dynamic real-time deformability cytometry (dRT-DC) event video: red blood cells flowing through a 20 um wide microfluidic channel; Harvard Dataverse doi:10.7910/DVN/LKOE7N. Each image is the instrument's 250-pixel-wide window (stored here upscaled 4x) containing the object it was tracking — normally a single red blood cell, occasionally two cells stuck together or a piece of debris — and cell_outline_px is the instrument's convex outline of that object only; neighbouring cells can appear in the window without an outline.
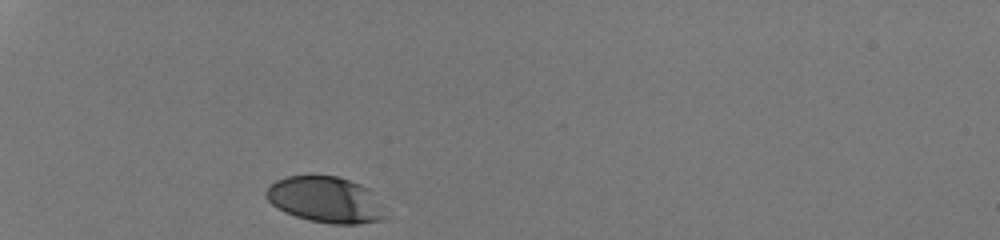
{"species": "human", "species_latin": "Homo sapiens", "temperature_condition": "room temperature", "stored_images_in_passage": 29, "camera_frame_rate_fps": 3000, "um_per_image_px": 0.085, "donor": {"sex": "male"}, "frame": {"image": 1, "passage_image": 1, "time_ms": 0.0, "image_size_px": [1000, 240], "cell_outline_px": [[388, 216], [384, 220], [360, 224], [332, 224], [308, 220], [284, 212], [276, 208], [268, 200], [264, 192], [276, 180], [288, 176], [336, 176], [360, 184], [368, 188]], "centroid_in_image_um": [27.67, 16.99], "position_along_channel_um": 57.3, "area_um2": 31.91}}
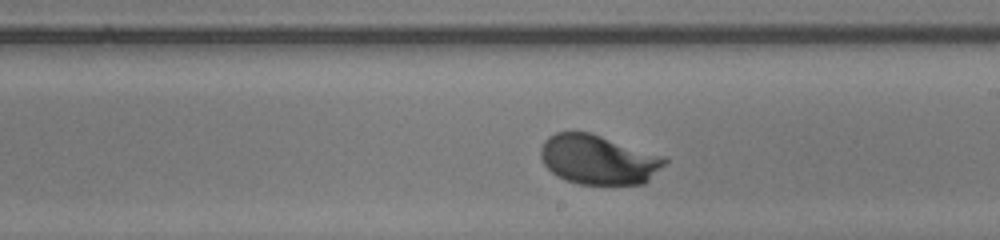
{"frame": {"image": 2, "passage_image": 17, "time_ms": 5.333, "image_size_px": [1000, 240], "cell_outline_px": [[668, 160], [644, 184], [580, 184], [564, 180], [556, 176], [544, 164], [540, 156], [540, 148], [544, 140], [548, 136], [556, 132], [588, 132], [664, 156]], "centroid_in_image_um": [50.81, 13.57], "position_along_channel_um": 238.2, "area_um2": 35.55}}
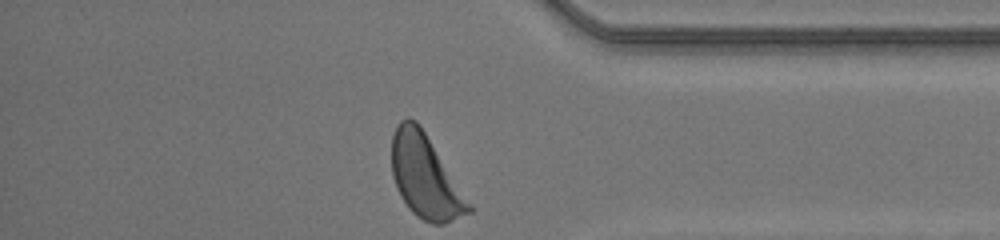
{"frame": {"image": 3, "passage_image": 29, "time_ms": 9.333, "image_size_px": [1000, 240], "cell_outline_px": [[472, 212], [444, 224], [432, 224], [416, 216], [408, 208], [400, 196], [396, 188], [392, 176], [392, 136], [400, 120], [408, 116], [416, 120], [420, 124], [472, 204]], "centroid_in_image_um": [36.15, 15.01], "position_along_channel_um": 399.1, "area_um2": 37.51}, "authors_computed_cell_mechanics": {"area_um2": 35.4314, "velocity_mm_per_s": 4.1678, "shape_relaxation_time_tau1_ms": 1.1018, "shape_relaxation_time_tau2_ms": null, "deformation_change_tau1": 0.098, "deformation_change_tau2": null}}